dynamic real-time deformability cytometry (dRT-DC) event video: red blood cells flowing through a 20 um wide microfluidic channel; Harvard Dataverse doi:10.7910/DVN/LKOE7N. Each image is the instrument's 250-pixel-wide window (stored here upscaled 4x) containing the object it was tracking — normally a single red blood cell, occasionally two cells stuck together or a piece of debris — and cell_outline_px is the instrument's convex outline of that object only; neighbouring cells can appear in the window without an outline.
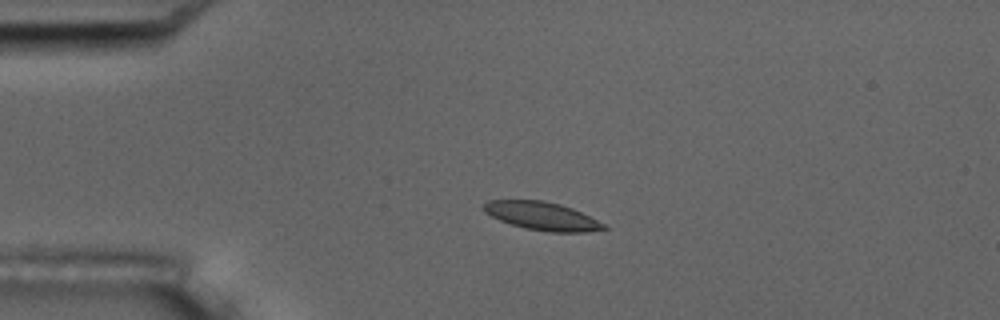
{"species": "common noctule bat (a hibernating species)", "species_latin": "Nyctalus noctula", "temperature_condition": "room temperature", "stored_images_in_passage": 5, "camera_frame_rate_fps": 3000, "um_per_image_px": 0.085, "animal": {"sex": "male", "body_mass_g": 17.5, "forearm_length_mm": 52.3}, "frame": {"image": 1, "passage_image": 3, "time_ms": 3.333, "image_size_px": [1000, 320], "cell_outline_px": [[608, 228], [588, 232], [548, 232], [524, 228], [500, 220], [484, 212], [484, 204], [488, 200], [544, 200], [560, 204], [572, 208], [604, 224]], "centroid_in_image_um": [46.06, 18.36], "position_along_channel_um": 38.9, "area_um2": 19.54}}